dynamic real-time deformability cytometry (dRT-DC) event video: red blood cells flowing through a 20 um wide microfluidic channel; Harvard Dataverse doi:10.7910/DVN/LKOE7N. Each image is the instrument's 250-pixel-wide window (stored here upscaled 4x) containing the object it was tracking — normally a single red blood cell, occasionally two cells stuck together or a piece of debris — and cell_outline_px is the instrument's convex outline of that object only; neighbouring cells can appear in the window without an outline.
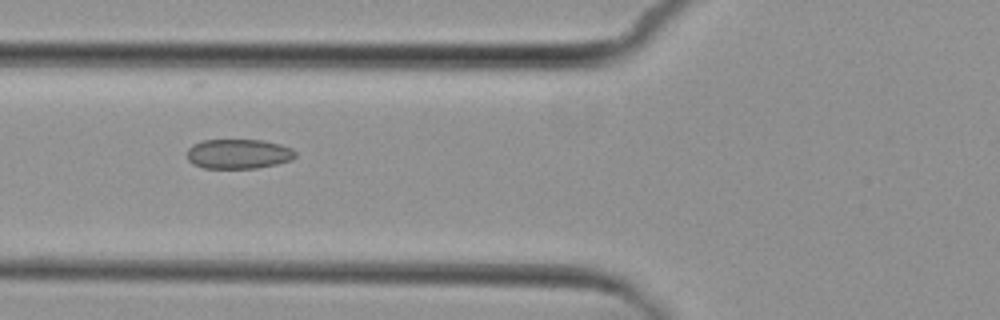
{"species": "common noctule bat (a hibernating species)", "species_latin": "Nyctalus noctula", "temperature_condition": "cold", "stored_images_in_passage": 7, "camera_frame_rate_fps": 3000, "um_per_image_px": 0.085, "animal": {"sex": "female", "body_mass_g": 29.2, "forearm_length_mm": 56.3}, "frame": {"image": 1, "passage_image": 2, "time_ms": 1.333, "image_size_px": [1000, 320], "cell_outline_px": [[296, 156], [292, 160], [276, 164], [256, 168], [204, 168], [192, 164], [188, 160], [188, 148], [192, 144], [204, 140], [264, 140], [280, 144], [292, 148], [296, 152]], "centroid_in_image_um": [20.28, 13.08], "position_along_channel_um": 105.5, "area_um2": 18.84}}
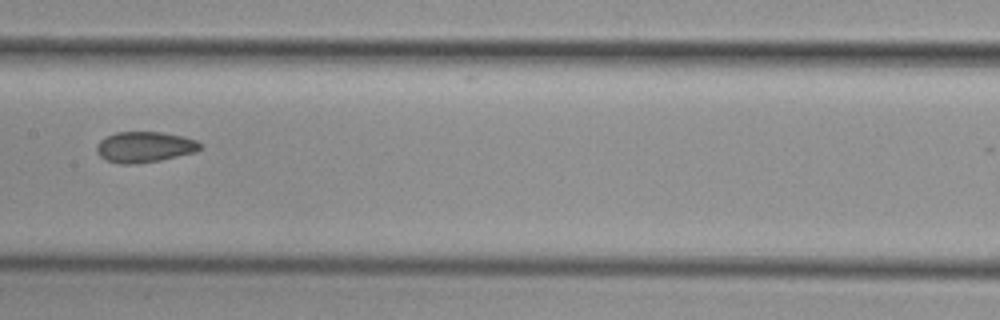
{"frame": {"image": 2, "passage_image": 4, "time_ms": 3.667, "image_size_px": [1000, 320], "cell_outline_px": [[204, 148], [196, 152], [160, 160], [136, 164], [120, 164], [104, 160], [96, 152], [96, 144], [100, 140], [116, 132], [160, 132], [184, 136], [196, 140], [204, 144]], "centroid_in_image_um": [12.31, 12.5], "position_along_channel_um": 195.1, "area_um2": 18.84}}
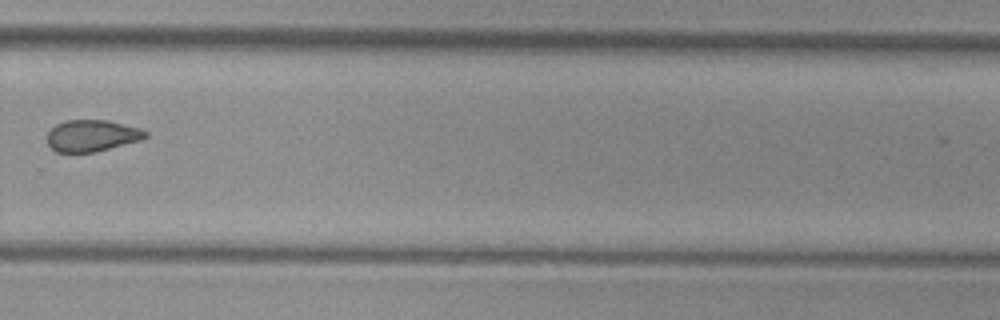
{"frame": {"image": 3, "passage_image": 7, "time_ms": 7.0, "image_size_px": [1000, 320], "cell_outline_px": [[148, 136], [140, 140], [96, 152], [72, 156], [56, 152], [48, 144], [48, 132], [56, 124], [68, 120], [108, 120], [140, 128], [148, 132]], "centroid_in_image_um": [7.78, 11.58], "position_along_channel_um": 322.0, "area_um2": 18.61}}